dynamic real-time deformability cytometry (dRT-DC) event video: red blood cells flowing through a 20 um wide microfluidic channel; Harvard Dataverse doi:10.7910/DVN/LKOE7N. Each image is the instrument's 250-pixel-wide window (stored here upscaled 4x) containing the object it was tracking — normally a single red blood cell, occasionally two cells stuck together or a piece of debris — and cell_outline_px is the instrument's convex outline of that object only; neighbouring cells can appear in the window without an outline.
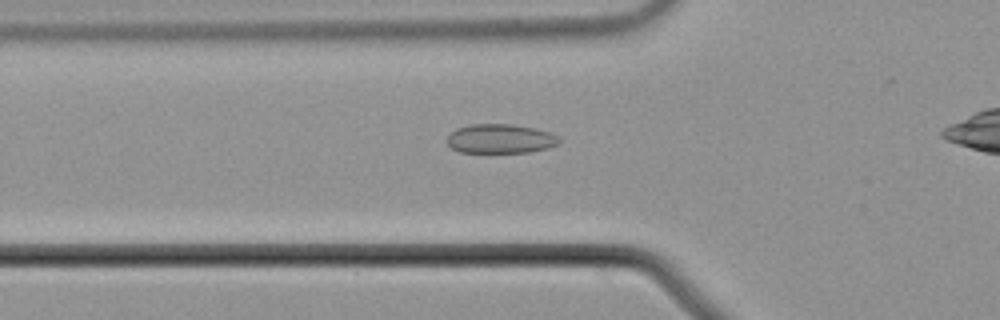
{"species": "common noctule bat (a hibernating species)", "species_latin": "Nyctalus noctula", "temperature_condition": "cold", "stored_images_in_passage": 40, "camera_frame_rate_fps": 3000, "um_per_image_px": 0.085, "animal": {"sex": "male", "body_mass_g": 21.5, "forearm_length_mm": 52.0}, "frame": {"image": 1, "passage_image": 11, "time_ms": 3.333, "image_size_px": [1000, 320], "cell_outline_px": [[560, 144], [548, 148], [528, 152], [460, 152], [452, 148], [448, 144], [448, 136], [456, 128], [468, 124], [512, 124], [536, 128], [552, 132], [560, 136]], "centroid_in_image_um": [42.59, 11.78], "position_along_channel_um": 83.2, "area_um2": 19.31}}
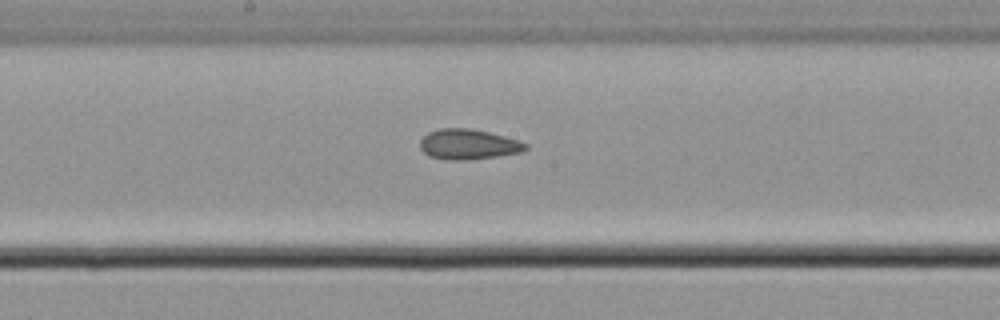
{"frame": {"image": 2, "passage_image": 21, "time_ms": 6.667, "image_size_px": [1000, 320], "cell_outline_px": [[528, 148], [520, 152], [496, 156], [464, 160], [448, 160], [428, 156], [420, 148], [420, 140], [428, 132], [440, 128], [472, 128], [504, 136], [528, 144]], "centroid_in_image_um": [39.77, 12.26], "position_along_channel_um": 208.4, "area_um2": 18.5}}
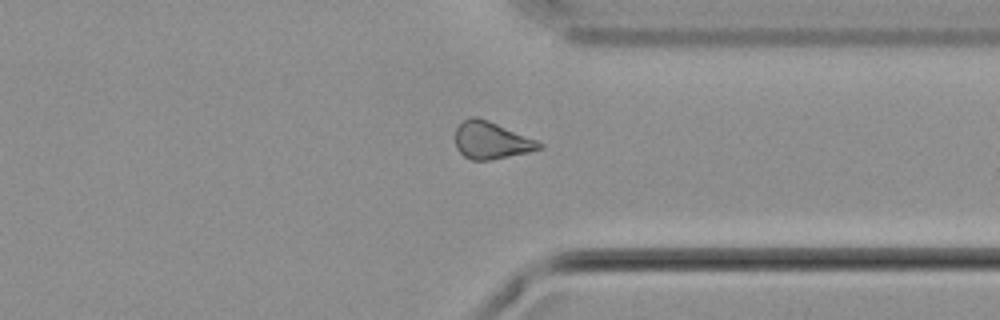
{"frame": {"image": 3, "passage_image": 34, "time_ms": 11.0, "image_size_px": [1000, 320], "cell_outline_px": [[544, 148], [528, 152], [488, 160], [472, 160], [464, 156], [456, 148], [456, 128], [464, 120], [472, 116], [476, 116], [488, 120], [536, 140], [544, 144]], "centroid_in_image_um": [41.76, 11.93], "position_along_channel_um": 369.6, "area_um2": 17.98}, "authors_computed_cell_mechanics": {"area_um2": 18.3515, "velocity_mm_per_s": 3.7381, "shape_relaxation_time_tau1_ms": null, "shape_relaxation_time_tau2_ms": 2.5785, "deformation_change_tau1": null, "deformation_change_tau2": 0.0644}}